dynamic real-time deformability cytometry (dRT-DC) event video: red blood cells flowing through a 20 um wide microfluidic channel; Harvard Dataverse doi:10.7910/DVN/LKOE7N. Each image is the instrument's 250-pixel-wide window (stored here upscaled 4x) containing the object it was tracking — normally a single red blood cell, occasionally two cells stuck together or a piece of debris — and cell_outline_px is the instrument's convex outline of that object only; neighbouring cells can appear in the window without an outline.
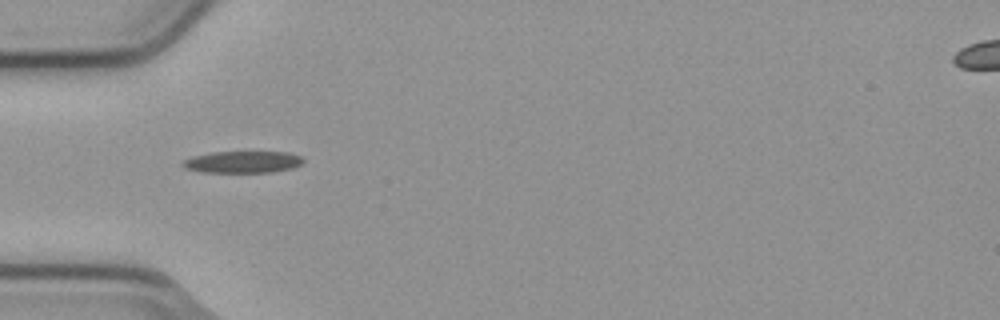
{"species": "common noctule bat (a hibernating species)", "species_latin": "Nyctalus noctula", "temperature_condition": "cold", "stored_images_in_passage": 3, "camera_frame_rate_fps": 3000, "um_per_image_px": 0.085, "animal": {"sex": "male", "body_mass_g": 23.1, "forearm_length_mm": 52.7}, "frame": {"image": 1, "passage_image": 1, "time_ms": 0.0, "image_size_px": [1000, 320], "cell_outline_px": [[304, 164], [292, 168], [272, 172], [200, 172], [184, 168], [180, 164], [184, 160], [192, 156], [212, 152], [288, 152], [300, 156], [304, 160]], "centroid_in_image_um": [20.62, 13.77], "position_along_channel_um": 64.4, "area_um2": 15.43}}
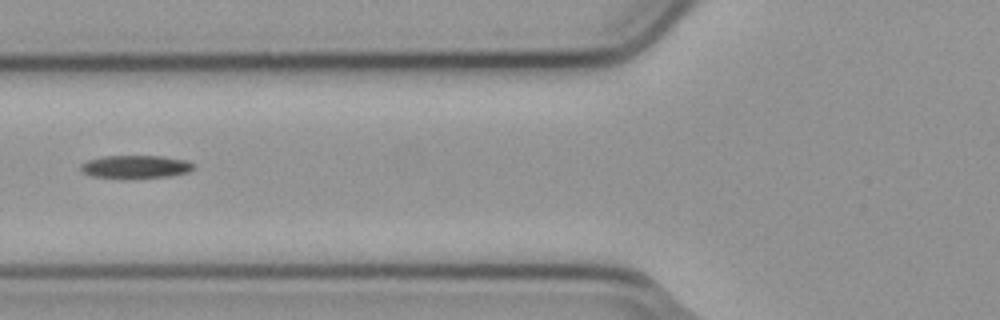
{"frame": {"image": 2, "passage_image": 2, "time_ms": 0.333, "image_size_px": [1000, 320], "cell_outline_px": [[196, 168], [188, 172], [172, 176], [124, 180], [88, 176], [80, 172], [80, 164], [88, 160], [104, 156], [164, 156], [184, 160], [196, 164]], "centroid_in_image_um": [11.49, 14.21], "position_along_channel_um": 114.3, "area_um2": 15.9}}
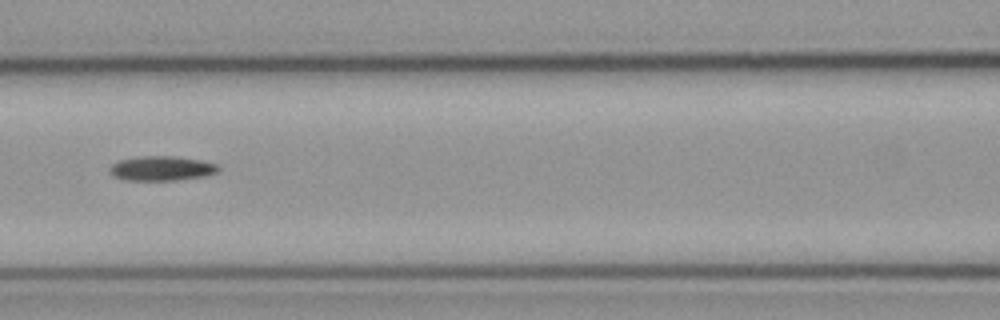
{"frame": {"image": 3, "passage_image": 3, "time_ms": 0.667, "image_size_px": [1000, 320], "cell_outline_px": [[220, 168], [216, 172], [204, 176], [176, 180], [124, 180], [112, 176], [108, 172], [108, 168], [112, 164], [120, 160], [140, 156], [176, 156], [200, 160], [216, 164]], "centroid_in_image_um": [13.68, 14.31], "position_along_channel_um": 152.9, "area_um2": 15.61}}